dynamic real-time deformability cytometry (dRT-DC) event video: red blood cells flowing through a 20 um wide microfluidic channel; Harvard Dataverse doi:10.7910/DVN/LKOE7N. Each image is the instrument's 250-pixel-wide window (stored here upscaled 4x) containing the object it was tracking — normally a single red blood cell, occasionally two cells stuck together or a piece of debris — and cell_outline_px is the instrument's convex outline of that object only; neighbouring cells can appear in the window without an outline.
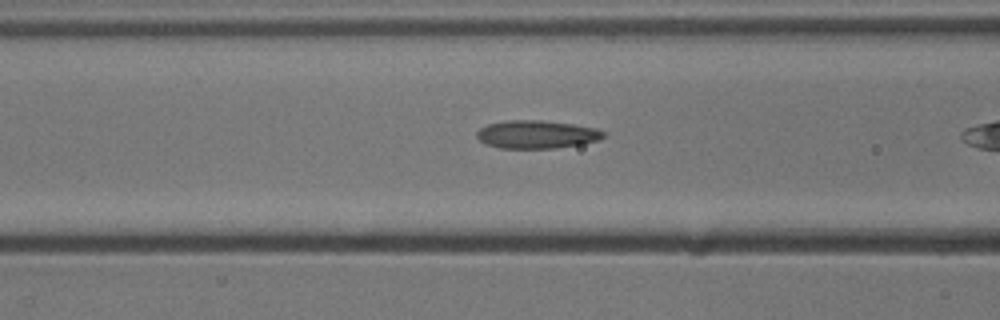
{"species": "common noctule bat (a hibernating species)", "species_latin": "Nyctalus noctula", "temperature_condition": "cold", "stored_images_in_passage": 8, "camera_frame_rate_fps": 3000, "um_per_image_px": 0.085, "animal": {"sex": "male", "body_mass_g": 13.3}, "frame": {"image": 1, "passage_image": 6, "time_ms": 1.667, "image_size_px": [1000, 320], "cell_outline_px": [[604, 136], [596, 140], [580, 144], [556, 148], [500, 148], [488, 144], [480, 140], [476, 136], [476, 132], [480, 128], [488, 124], [508, 120], [540, 120], [572, 124], [596, 128], [604, 132]], "centroid_in_image_um": [45.59, 11.42], "position_along_channel_um": 121.0, "area_um2": 20.46}}